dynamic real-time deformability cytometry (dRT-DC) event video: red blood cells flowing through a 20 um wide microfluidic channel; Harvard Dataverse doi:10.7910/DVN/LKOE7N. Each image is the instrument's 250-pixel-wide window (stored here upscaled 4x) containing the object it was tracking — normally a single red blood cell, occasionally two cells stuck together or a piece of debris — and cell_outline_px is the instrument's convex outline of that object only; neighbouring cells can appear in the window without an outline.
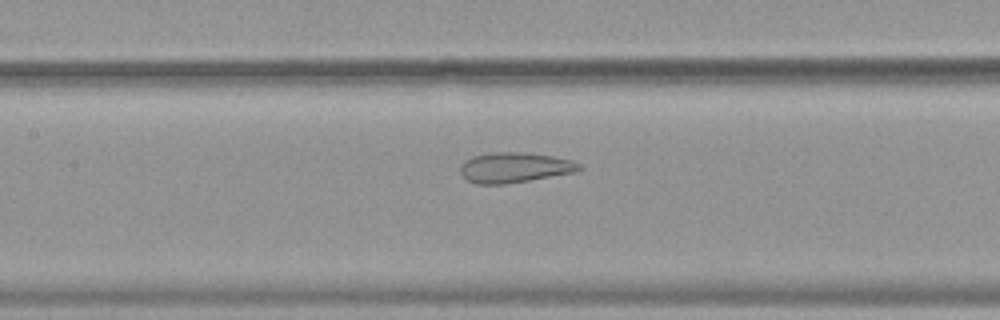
{"species": "common noctule bat (a hibernating species)", "species_latin": "Nyctalus noctula", "temperature_condition": "warm", "stored_images_in_passage": 39, "camera_frame_rate_fps": 3000, "um_per_image_px": 0.085, "animal": {"sex": "female", "body_mass_g": 19.9}, "frame": {"image": 1, "passage_image": 11, "time_ms": 3.333, "image_size_px": [1000, 320], "cell_outline_px": [[584, 168], [576, 172], [504, 184], [476, 184], [464, 180], [460, 172], [460, 164], [464, 160], [472, 156], [492, 152], [524, 152], [552, 156], [572, 160], [580, 164]], "centroid_in_image_um": [43.69, 14.24], "position_along_channel_um": 163.7, "area_um2": 21.15}}
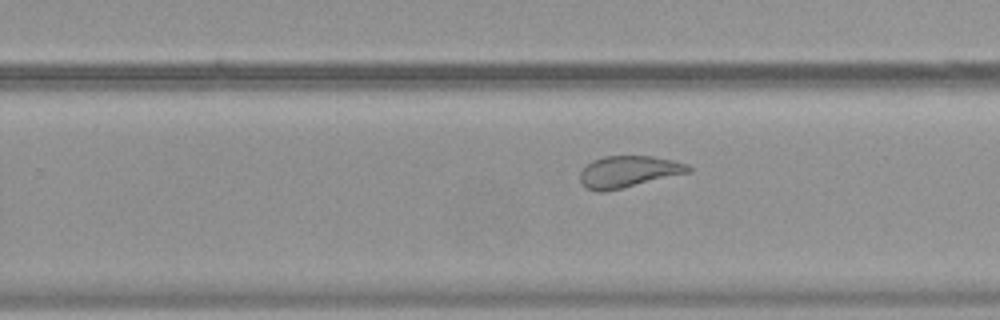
{"frame": {"image": 2, "passage_image": 20, "time_ms": 6.333, "image_size_px": [1000, 320], "cell_outline_px": [[692, 172], [604, 192], [596, 192], [584, 188], [580, 180], [580, 172], [592, 160], [604, 156], [652, 156], [672, 160], [688, 164], [692, 168]], "centroid_in_image_um": [53.41, 14.6], "position_along_channel_um": 276.4, "area_um2": 20.06}}
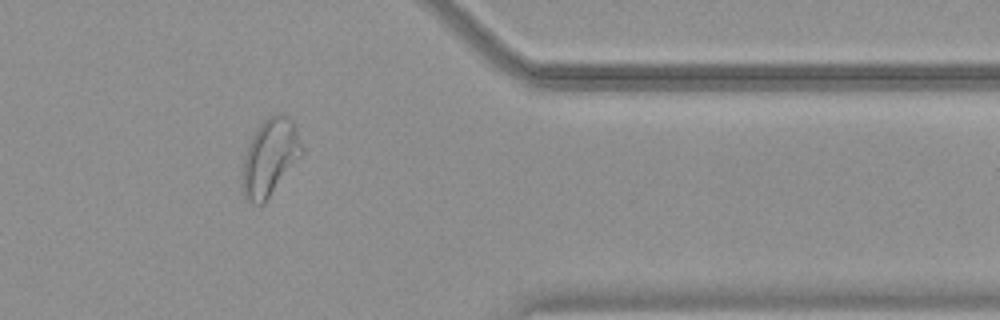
{"frame": {"image": 3, "passage_image": 30, "time_ms": 9.667, "image_size_px": [1000, 320], "cell_outline_px": [[304, 152], [264, 204], [252, 204], [240, 192], [240, 188], [244, 156], [252, 136], [256, 128], [268, 116], [288, 116], [292, 120], [296, 128], [304, 148]], "centroid_in_image_um": [22.92, 13.42], "position_along_channel_um": 388.5, "area_um2": 26.76}, "authors_computed_cell_mechanics": {"area_um2": 22.253, "velocity_mm_per_s": 3.7769, "shape_relaxation_time_tau1_ms": null, "shape_relaxation_time_tau2_ms": 1.2502, "deformation_change_tau1": null, "deformation_change_tau2": 0.0981}}